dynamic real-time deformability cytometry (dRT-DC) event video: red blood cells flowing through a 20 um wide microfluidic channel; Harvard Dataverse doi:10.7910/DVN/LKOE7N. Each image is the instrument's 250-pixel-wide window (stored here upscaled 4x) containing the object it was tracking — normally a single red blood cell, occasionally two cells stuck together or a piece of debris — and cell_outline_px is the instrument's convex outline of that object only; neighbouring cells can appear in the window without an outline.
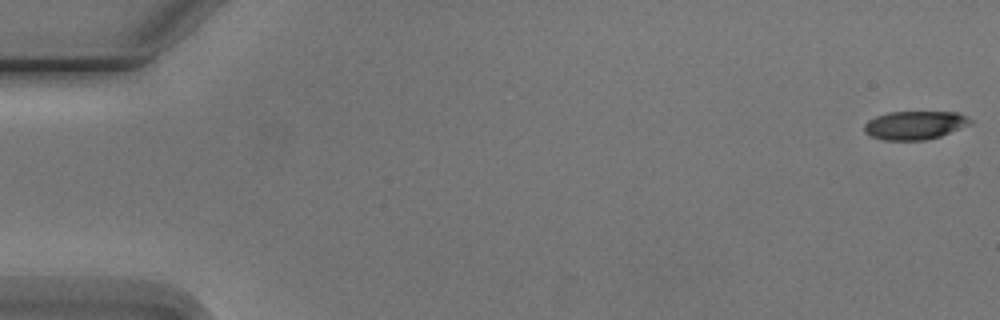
{"species": "Egyptian fruit bat (a non-hibernating species)", "species_latin": "Rousettus aegyptiacus", "temperature_condition": "cold", "stored_images_in_passage": 5, "camera_frame_rate_fps": 3000, "um_per_image_px": 0.085, "animal": {"sex": "male"}, "frame": {"image": 1, "passage_image": 1, "time_ms": 0.0, "image_size_px": [1000, 320], "cell_outline_px": [[972, 124], [940, 136], [924, 140], [884, 140], [872, 136], [864, 132], [864, 124], [868, 120], [876, 116], [888, 112], [956, 112], [972, 120]], "centroid_in_image_um": [77.74, 10.64], "position_along_channel_um": 7.3, "area_um2": 17.51}}